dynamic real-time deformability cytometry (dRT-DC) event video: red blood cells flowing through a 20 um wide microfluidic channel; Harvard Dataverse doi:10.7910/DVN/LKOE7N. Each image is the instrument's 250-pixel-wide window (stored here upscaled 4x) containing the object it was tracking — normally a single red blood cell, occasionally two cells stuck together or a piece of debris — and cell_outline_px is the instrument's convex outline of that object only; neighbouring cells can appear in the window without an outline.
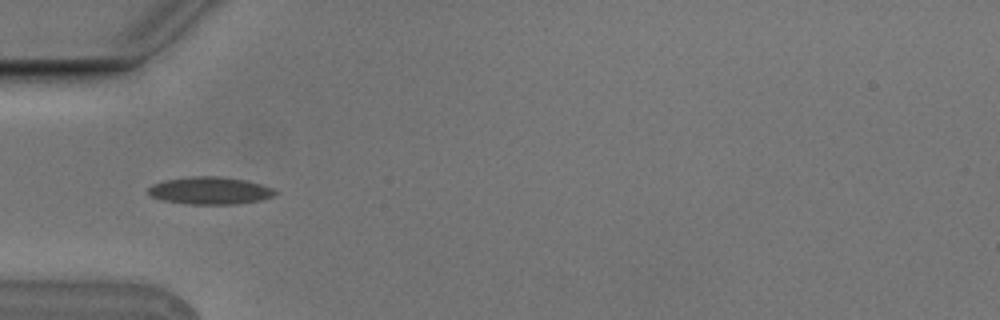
{"species": "Egyptian fruit bat (a non-hibernating species)", "species_latin": "Rousettus aegyptiacus", "temperature_condition": "cold", "stored_images_in_passage": 6, "camera_frame_rate_fps": 3000, "um_per_image_px": 0.085, "animal": {"sex": "male"}, "frame": {"image": 1, "passage_image": 4, "time_ms": 1.0, "image_size_px": [1000, 320], "cell_outline_px": [[280, 192], [276, 196], [260, 200], [236, 204], [188, 204], [164, 200], [152, 196], [148, 192], [148, 188], [152, 184], [164, 180], [196, 176], [216, 176], [244, 180], [260, 184], [272, 188]], "centroid_in_image_um": [17.89, 16.2], "position_along_channel_um": 67.1, "area_um2": 20.17}}
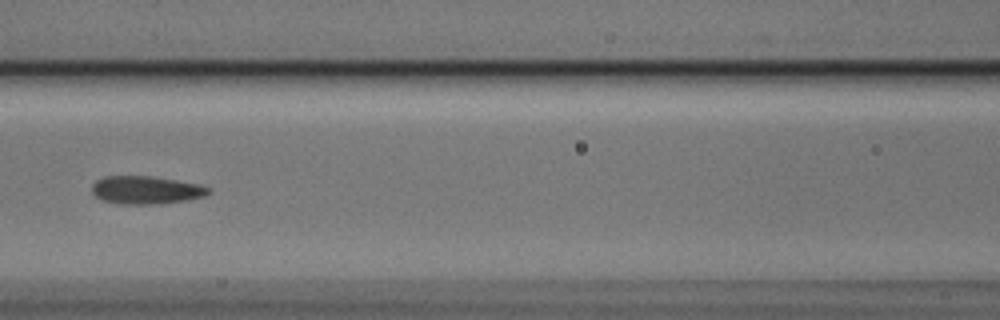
{"frame": {"image": 2, "passage_image": 6, "time_ms": 1.667, "image_size_px": [1000, 320], "cell_outline_px": [[212, 192], [204, 196], [188, 200], [160, 204], [120, 204], [104, 200], [96, 196], [92, 192], [92, 184], [96, 180], [104, 176], [152, 176], [200, 184], [212, 188]], "centroid_in_image_um": [12.46, 16.15], "position_along_channel_um": 154.1, "area_um2": 19.19}}